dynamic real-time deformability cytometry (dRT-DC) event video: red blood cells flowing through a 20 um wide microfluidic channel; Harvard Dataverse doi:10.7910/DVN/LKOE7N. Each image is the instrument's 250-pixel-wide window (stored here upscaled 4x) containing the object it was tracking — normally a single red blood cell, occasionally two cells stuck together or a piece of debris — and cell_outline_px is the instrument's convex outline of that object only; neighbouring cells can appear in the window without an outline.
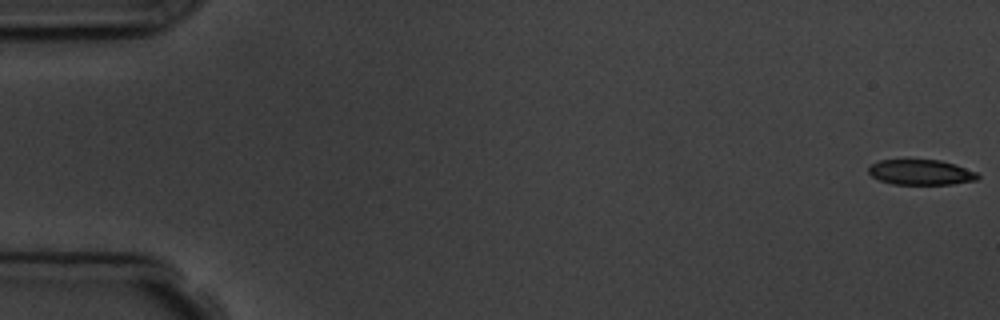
{"species": "common noctule bat (a hibernating species)", "species_latin": "Nyctalus noctula", "temperature_condition": "room temperature", "stored_images_in_passage": 5, "camera_frame_rate_fps": 3000, "um_per_image_px": 0.085, "animal": {"sex": "male", "body_mass_g": 19.5, "forearm_length_mm": 54.6}, "frame": {"image": 1, "passage_image": 1, "time_ms": 0.0, "image_size_px": [1000, 320], "cell_outline_px": [[980, 176], [976, 180], [952, 184], [892, 184], [880, 180], [872, 176], [868, 172], [868, 168], [872, 164], [880, 160], [940, 160], [956, 164], [976, 172]], "centroid_in_image_um": [78.28, 14.64], "position_along_channel_um": 6.7, "area_um2": 16.01}}
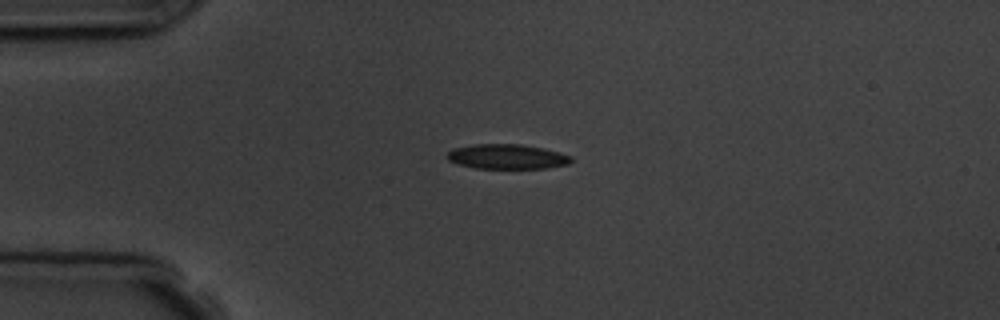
{"frame": {"image": 2, "passage_image": 4, "time_ms": 4.333, "image_size_px": [1000, 320], "cell_outline_px": [[572, 160], [568, 164], [548, 168], [476, 168], [460, 164], [448, 160], [444, 156], [452, 148], [476, 144], [520, 144], [544, 148], [572, 156]], "centroid_in_image_um": [43.09, 13.31], "position_along_channel_um": 41.9, "area_um2": 17.92}}